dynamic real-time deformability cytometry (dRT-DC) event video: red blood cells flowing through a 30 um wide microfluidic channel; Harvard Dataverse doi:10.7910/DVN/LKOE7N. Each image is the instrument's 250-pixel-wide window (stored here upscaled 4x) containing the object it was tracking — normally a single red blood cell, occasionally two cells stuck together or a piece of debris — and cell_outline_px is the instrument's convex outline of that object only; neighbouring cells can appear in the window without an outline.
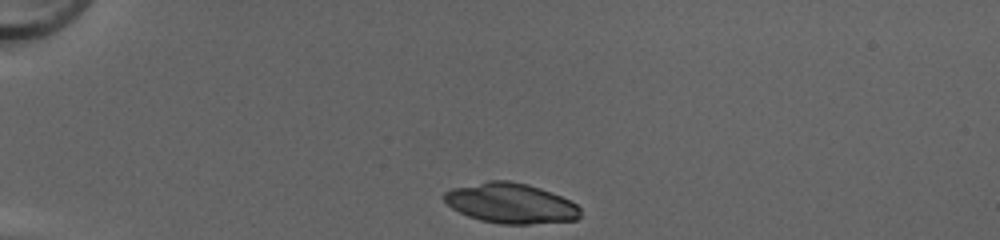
{"species": "common noctule bat (a hibernating species)", "species_latin": "Nyctalus noctula", "temperature_condition": "cold", "stored_images_in_passage": 32, "camera_frame_rate_fps": 3000, "um_per_image_px": 0.085, "animal": {"sex": "female", "body_mass_g": 20.0, "forearm_length_mm": 54.0}, "frame": {"image": 1, "passage_image": 1, "time_ms": 0.0, "image_size_px": [1000, 240], "cell_outline_px": [[580, 216], [576, 220], [528, 224], [500, 224], [480, 220], [468, 216], [452, 208], [444, 200], [444, 192], [452, 188], [488, 180], [512, 180], [528, 184], [540, 188], [560, 196], [576, 204], [580, 208]], "centroid_in_image_um": [43.4, 17.27], "position_along_channel_um": 41.6, "area_um2": 31.85}}
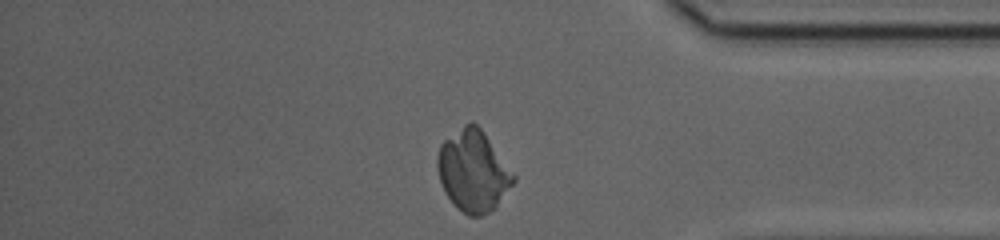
{"frame": {"image": 2, "passage_image": 31, "time_ms": 10.0, "image_size_px": [1000, 240], "cell_outline_px": [[516, 180], [496, 208], [480, 216], [468, 216], [456, 208], [444, 192], [440, 180], [436, 164], [436, 156], [440, 144], [444, 140], [464, 124], [472, 120], [484, 132], [516, 176]], "centroid_in_image_um": [40.21, 14.54], "position_along_channel_um": 395.0, "area_um2": 36.24}}